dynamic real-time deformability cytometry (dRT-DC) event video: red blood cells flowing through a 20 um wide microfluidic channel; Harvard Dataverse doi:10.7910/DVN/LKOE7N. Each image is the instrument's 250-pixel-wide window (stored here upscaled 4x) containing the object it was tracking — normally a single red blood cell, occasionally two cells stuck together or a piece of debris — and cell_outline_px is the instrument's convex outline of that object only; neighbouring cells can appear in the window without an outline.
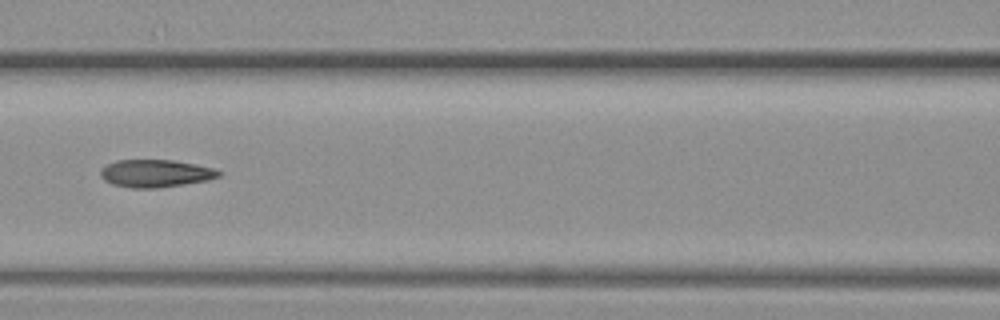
{"species": "common noctule bat (a hibernating species)", "species_latin": "Nyctalus noctula", "temperature_condition": "warm", "stored_images_in_passage": 11, "camera_frame_rate_fps": 3000, "um_per_image_px": 0.085, "animal": {"sex": "female", "body_mass_g": 19.3, "forearm_length_mm": 54.1}, "frame": {"image": 1, "passage_image": 10, "time_ms": 3.0, "image_size_px": [1000, 320], "cell_outline_px": [[224, 172], [220, 176], [208, 180], [184, 184], [156, 188], [132, 188], [112, 184], [104, 180], [100, 176], [100, 172], [108, 164], [116, 160], [172, 160], [216, 168]], "centroid_in_image_um": [13.26, 14.74], "position_along_channel_um": 153.3, "area_um2": 19.02}}